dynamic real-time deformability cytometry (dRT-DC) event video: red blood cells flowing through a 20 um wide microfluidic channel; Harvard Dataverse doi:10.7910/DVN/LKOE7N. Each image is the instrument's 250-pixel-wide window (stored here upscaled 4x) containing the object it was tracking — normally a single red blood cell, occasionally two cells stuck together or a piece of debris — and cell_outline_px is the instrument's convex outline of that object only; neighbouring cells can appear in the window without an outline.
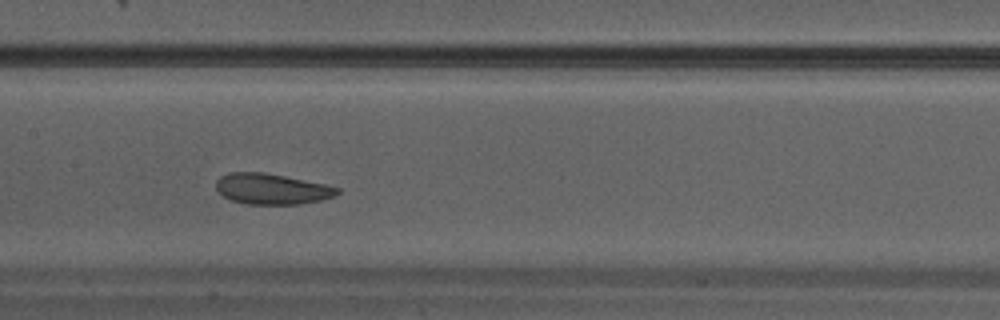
{"species": "Egyptian fruit bat (a non-hibernating species)", "species_latin": "Rousettus aegyptiacus", "temperature_condition": "warm", "stored_images_in_passage": 30, "camera_frame_rate_fps": 3000, "um_per_image_px": 0.085, "animal": {"sex": "male"}, "frame": {"image": 1, "passage_image": 13, "time_ms": 4.0, "image_size_px": [1000, 320], "cell_outline_px": [[340, 192], [336, 196], [320, 200], [300, 204], [248, 204], [232, 200], [224, 196], [216, 188], [216, 180], [220, 176], [228, 172], [264, 172], [324, 184], [340, 188]], "centroid_in_image_um": [23.1, 16.05], "position_along_channel_um": 184.3, "area_um2": 21.62}}
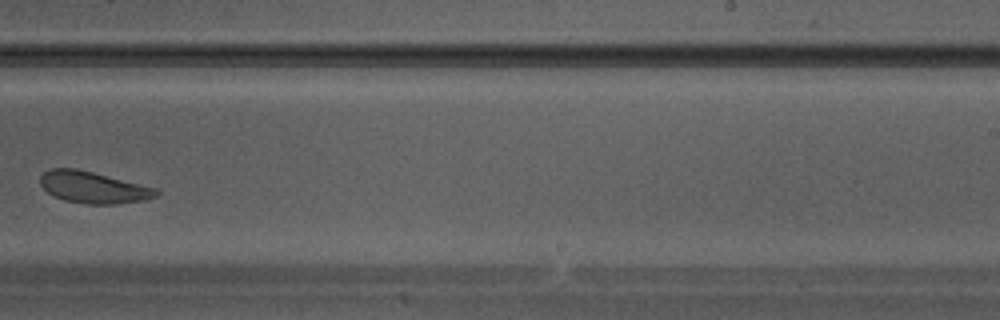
{"frame": {"image": 2, "passage_image": 18, "time_ms": 5.667, "image_size_px": [1000, 320], "cell_outline_px": [[160, 192], [156, 196], [148, 200], [116, 204], [84, 204], [64, 200], [48, 192], [40, 184], [40, 176], [44, 172], [52, 168], [76, 168], [156, 188]], "centroid_in_image_um": [7.94, 15.94], "position_along_channel_um": 281.1, "area_um2": 21.27}}